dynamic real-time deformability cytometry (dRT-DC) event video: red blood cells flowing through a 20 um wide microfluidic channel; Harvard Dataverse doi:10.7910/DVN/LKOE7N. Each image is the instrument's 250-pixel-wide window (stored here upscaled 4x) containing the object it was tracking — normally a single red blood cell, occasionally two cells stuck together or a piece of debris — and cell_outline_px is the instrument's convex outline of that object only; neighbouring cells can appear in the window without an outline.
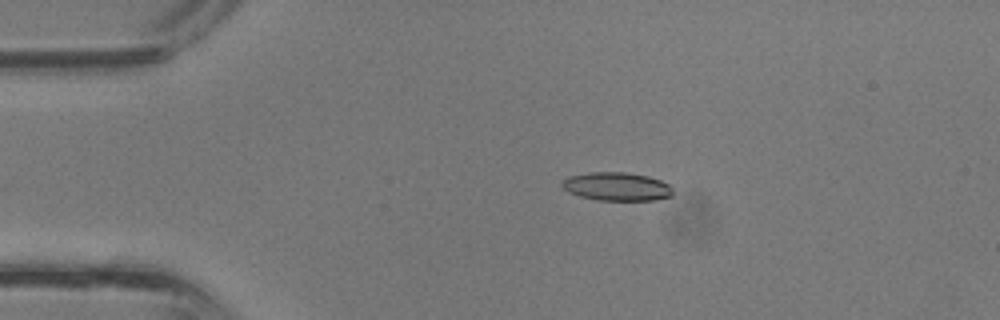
{"species": "common noctule bat (a hibernating species)", "species_latin": "Nyctalus noctula", "temperature_condition": "room temperature", "stored_images_in_passage": 12, "camera_frame_rate_fps": 3000, "um_per_image_px": 0.085, "animal": {"sex": "male", "body_mass_g": 13.3}, "frame": {"image": 1, "passage_image": 8, "time_ms": 2.333, "image_size_px": [1000, 320], "cell_outline_px": [[672, 196], [656, 200], [596, 200], [580, 196], [568, 192], [560, 184], [568, 176], [592, 172], [624, 172], [648, 176], [660, 180], [668, 184], [672, 188]], "centroid_in_image_um": [52.42, 15.86], "position_along_channel_um": 32.6, "area_um2": 18.32}}